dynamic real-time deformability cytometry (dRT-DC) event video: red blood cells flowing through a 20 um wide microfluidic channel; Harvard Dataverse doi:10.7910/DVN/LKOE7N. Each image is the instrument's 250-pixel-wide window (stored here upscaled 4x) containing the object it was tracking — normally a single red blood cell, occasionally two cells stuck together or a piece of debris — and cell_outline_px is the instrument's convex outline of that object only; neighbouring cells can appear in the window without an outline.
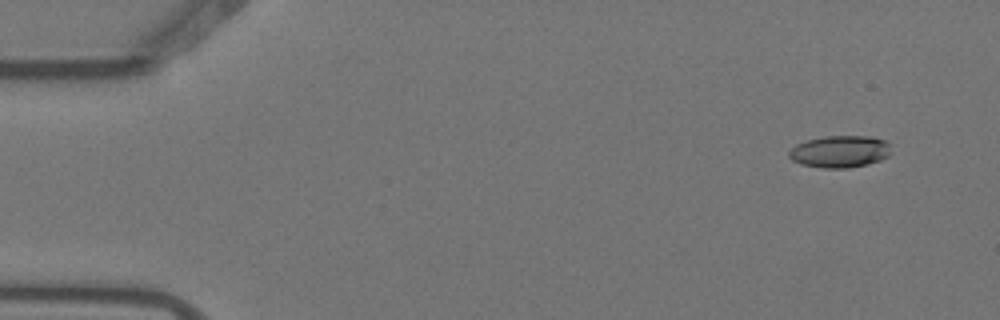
{"species": "Egyptian fruit bat (a non-hibernating species)", "species_latin": "Rousettus aegyptiacus", "temperature_condition": "warm", "stored_images_in_passage": 6, "camera_frame_rate_fps": 3000, "um_per_image_px": 0.085, "animal": {"sex": "female"}, "frame": {"image": 1, "passage_image": 1, "time_ms": 0.0, "image_size_px": [1000, 320], "cell_outline_px": [[892, 152], [888, 156], [880, 160], [868, 164], [848, 168], [824, 168], [800, 164], [792, 160], [788, 156], [788, 152], [796, 144], [808, 140], [824, 136], [872, 136], [884, 140], [892, 144]], "centroid_in_image_um": [71.43, 12.88], "position_along_channel_um": 13.6, "area_um2": 19.31}}
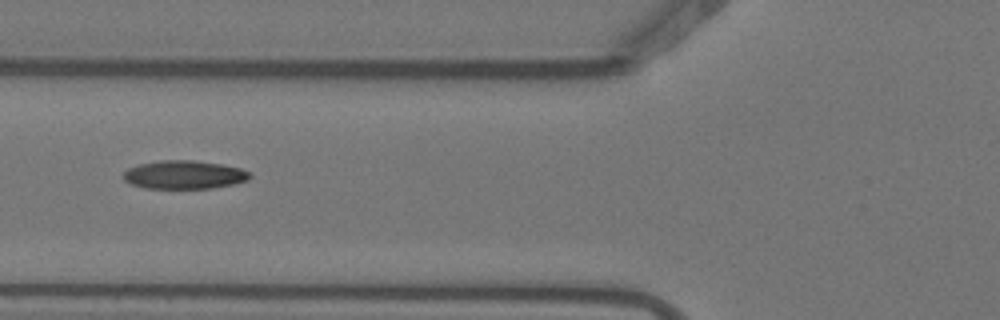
{"frame": {"image": 2, "passage_image": 6, "time_ms": 1.667, "image_size_px": [1000, 320], "cell_outline_px": [[252, 176], [248, 180], [232, 184], [212, 188], [144, 188], [132, 184], [124, 180], [124, 172], [128, 168], [136, 164], [160, 160], [192, 160], [220, 164], [240, 168], [248, 172]], "centroid_in_image_um": [15.63, 14.85], "position_along_channel_um": 110.2, "area_um2": 20.87}}